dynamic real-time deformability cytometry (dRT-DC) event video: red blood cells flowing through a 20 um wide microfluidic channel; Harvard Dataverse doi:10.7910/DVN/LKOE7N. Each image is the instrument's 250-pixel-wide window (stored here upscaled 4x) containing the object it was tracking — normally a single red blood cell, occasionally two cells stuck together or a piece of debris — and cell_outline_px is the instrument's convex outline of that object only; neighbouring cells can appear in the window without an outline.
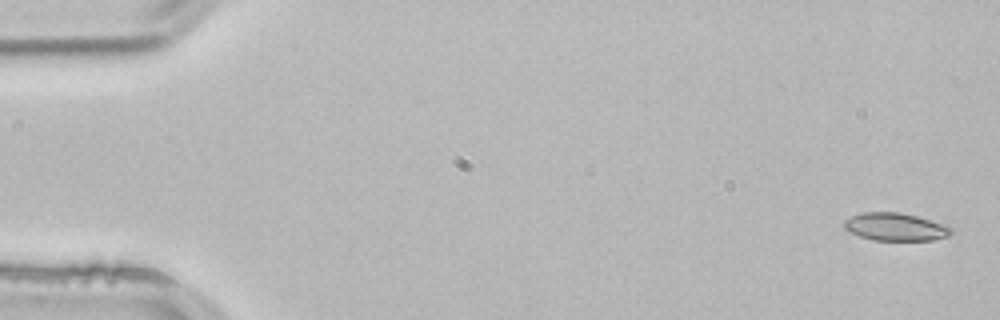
{"species": "common noctule bat (a hibernating species)", "species_latin": "Nyctalus noctula", "temperature_condition": "room temperature", "stored_images_in_passage": 53, "camera_frame_rate_fps": 3000, "um_per_image_px": 0.085, "animal": {"sex": "male", "body_mass_g": 21.5, "forearm_length_mm": 52.0}, "frame": {"image": 1, "passage_image": 2, "time_ms": 0.333, "image_size_px": [1000, 320], "cell_outline_px": [[952, 232], [948, 236], [932, 240], [872, 240], [848, 232], [844, 228], [844, 220], [860, 212], [900, 212], [916, 216], [952, 228]], "centroid_in_image_um": [76.04, 19.28], "position_along_channel_um": 9.0, "area_um2": 17.17}}
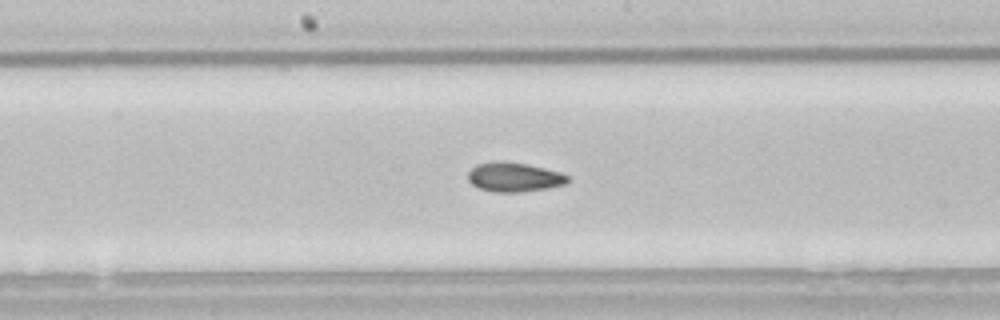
{"frame": {"image": 2, "passage_image": 28, "time_ms": 9.0, "image_size_px": [1000, 320], "cell_outline_px": [[568, 180], [564, 184], [548, 188], [520, 192], [492, 192], [480, 188], [472, 184], [468, 180], [468, 172], [476, 164], [528, 164], [560, 172], [568, 176]], "centroid_in_image_um": [43.72, 15.1], "position_along_channel_um": 204.5, "area_um2": 16.3}}
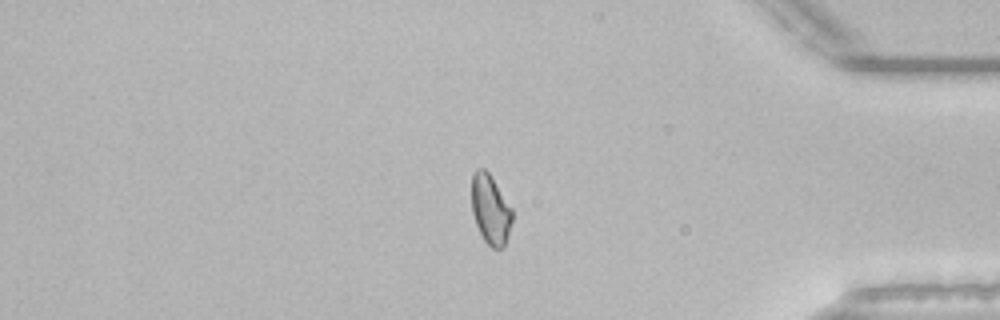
{"frame": {"image": 3, "passage_image": 45, "time_ms": 14.667, "image_size_px": [1000, 320], "cell_outline_px": [[512, 220], [504, 244], [500, 248], [492, 248], [484, 240], [476, 224], [472, 212], [472, 172], [476, 168], [484, 168], [488, 172], [512, 208]], "centroid_in_image_um": [41.67, 17.76], "position_along_channel_um": 393.5, "area_um2": 16.18}, "authors_computed_cell_mechanics": {"area_um2": 17.1666, "velocity_mm_per_s": 3.8374, "shape_relaxation_time_tau1_ms": null, "shape_relaxation_time_tau2_ms": 2.3365, "deformation_change_tau1": null, "deformation_change_tau2": 0.0727}}